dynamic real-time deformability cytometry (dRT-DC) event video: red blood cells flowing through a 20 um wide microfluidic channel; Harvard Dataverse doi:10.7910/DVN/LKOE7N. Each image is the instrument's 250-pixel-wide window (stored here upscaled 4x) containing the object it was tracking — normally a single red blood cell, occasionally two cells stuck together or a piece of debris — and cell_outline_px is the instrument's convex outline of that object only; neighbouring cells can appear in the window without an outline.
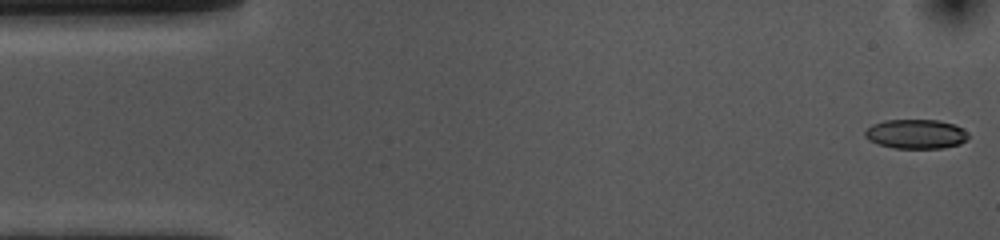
{"species": "common noctule bat (a hibernating species)", "species_latin": "Nyctalus noctula", "temperature_condition": "cold", "stored_images_in_passage": 53, "camera_frame_rate_fps": 3000, "um_per_image_px": 0.085, "animal": {"sex": "female", "body_mass_g": 10.0, "forearm_length_mm": 53.1}, "frame": {"image": 1, "passage_image": 1, "time_ms": 0.0, "image_size_px": [1000, 240], "cell_outline_px": [[968, 136], [960, 144], [944, 148], [892, 148], [868, 140], [864, 136], [864, 132], [872, 124], [884, 120], [940, 120], [952, 124], [968, 132]], "centroid_in_image_um": [77.83, 11.39], "position_along_channel_um": 7.2, "area_um2": 17.63}}
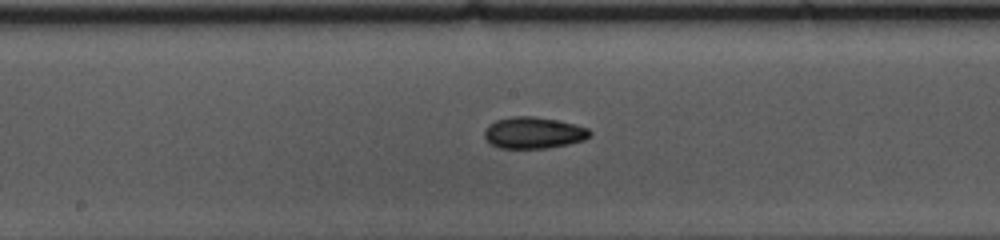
{"frame": {"image": 2, "passage_image": 26, "time_ms": 8.333, "image_size_px": [1000, 240], "cell_outline_px": [[592, 136], [584, 140], [568, 144], [544, 148], [500, 148], [492, 144], [484, 136], [484, 132], [488, 124], [496, 120], [512, 116], [532, 116], [556, 120], [576, 124], [588, 128], [592, 132]], "centroid_in_image_um": [45.38, 11.28], "position_along_channel_um": 202.8, "area_um2": 19.36}}
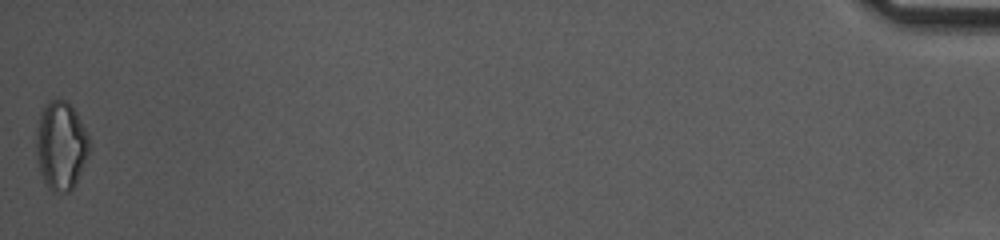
{"frame": {"image": 3, "passage_image": 53, "time_ms": 17.333, "image_size_px": [1000, 240], "cell_outline_px": [[92, 148], [72, 188], [68, 192], [52, 192], [48, 188], [40, 172], [36, 156], [36, 128], [40, 112], [52, 100], [64, 100], [72, 104], [88, 136]], "centroid_in_image_um": [5.18, 12.38], "position_along_channel_um": 430.0, "area_um2": 27.4}, "authors_computed_cell_mechanics": {"area_um2": 18.9006, "velocity_mm_per_s": 3.6857, "shape_relaxation_time_tau1_ms": 5.8326, "shape_relaxation_time_tau2_ms": 11.3336, "deformation_change_tau1": 0.1223, "deformation_change_tau2": 0.1696}}